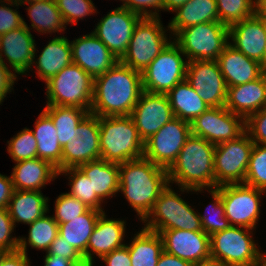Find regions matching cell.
I'll list each match as a JSON object with an SVG mask.
<instances>
[{"instance_id": "obj_22", "label": "cell", "mask_w": 266, "mask_h": 266, "mask_svg": "<svg viewBox=\"0 0 266 266\" xmlns=\"http://www.w3.org/2000/svg\"><path fill=\"white\" fill-rule=\"evenodd\" d=\"M72 62L93 79L101 76L119 60L92 32L70 42Z\"/></svg>"}, {"instance_id": "obj_6", "label": "cell", "mask_w": 266, "mask_h": 266, "mask_svg": "<svg viewBox=\"0 0 266 266\" xmlns=\"http://www.w3.org/2000/svg\"><path fill=\"white\" fill-rule=\"evenodd\" d=\"M142 223H146L143 228L156 233L174 229L203 231L198 212L194 211L170 184L161 192Z\"/></svg>"}, {"instance_id": "obj_13", "label": "cell", "mask_w": 266, "mask_h": 266, "mask_svg": "<svg viewBox=\"0 0 266 266\" xmlns=\"http://www.w3.org/2000/svg\"><path fill=\"white\" fill-rule=\"evenodd\" d=\"M190 135V123L174 117L144 142L143 157L168 170Z\"/></svg>"}, {"instance_id": "obj_42", "label": "cell", "mask_w": 266, "mask_h": 266, "mask_svg": "<svg viewBox=\"0 0 266 266\" xmlns=\"http://www.w3.org/2000/svg\"><path fill=\"white\" fill-rule=\"evenodd\" d=\"M7 143V152L14 162L37 158V140L31 129L25 127Z\"/></svg>"}, {"instance_id": "obj_50", "label": "cell", "mask_w": 266, "mask_h": 266, "mask_svg": "<svg viewBox=\"0 0 266 266\" xmlns=\"http://www.w3.org/2000/svg\"><path fill=\"white\" fill-rule=\"evenodd\" d=\"M8 66L0 60V105L7 94L12 92L14 82L18 79Z\"/></svg>"}, {"instance_id": "obj_24", "label": "cell", "mask_w": 266, "mask_h": 266, "mask_svg": "<svg viewBox=\"0 0 266 266\" xmlns=\"http://www.w3.org/2000/svg\"><path fill=\"white\" fill-rule=\"evenodd\" d=\"M126 222L123 220L108 219L105 212H102L98 218L96 226L89 238L86 250V264L93 266L94 254L98 258L109 254L114 249L123 247Z\"/></svg>"}, {"instance_id": "obj_52", "label": "cell", "mask_w": 266, "mask_h": 266, "mask_svg": "<svg viewBox=\"0 0 266 266\" xmlns=\"http://www.w3.org/2000/svg\"><path fill=\"white\" fill-rule=\"evenodd\" d=\"M28 255L19 250L9 253L0 252V266H30Z\"/></svg>"}, {"instance_id": "obj_16", "label": "cell", "mask_w": 266, "mask_h": 266, "mask_svg": "<svg viewBox=\"0 0 266 266\" xmlns=\"http://www.w3.org/2000/svg\"><path fill=\"white\" fill-rule=\"evenodd\" d=\"M142 18L120 6L101 18L92 33L120 60L126 53L132 33Z\"/></svg>"}, {"instance_id": "obj_48", "label": "cell", "mask_w": 266, "mask_h": 266, "mask_svg": "<svg viewBox=\"0 0 266 266\" xmlns=\"http://www.w3.org/2000/svg\"><path fill=\"white\" fill-rule=\"evenodd\" d=\"M123 7L137 13L142 17H160L159 13L163 11V0H120ZM151 8V10H150ZM154 10V11H152Z\"/></svg>"}, {"instance_id": "obj_27", "label": "cell", "mask_w": 266, "mask_h": 266, "mask_svg": "<svg viewBox=\"0 0 266 266\" xmlns=\"http://www.w3.org/2000/svg\"><path fill=\"white\" fill-rule=\"evenodd\" d=\"M34 60H37L33 61V65L34 63L36 65L37 76L46 83L63 68L73 63L70 40L64 35L54 37Z\"/></svg>"}, {"instance_id": "obj_29", "label": "cell", "mask_w": 266, "mask_h": 266, "mask_svg": "<svg viewBox=\"0 0 266 266\" xmlns=\"http://www.w3.org/2000/svg\"><path fill=\"white\" fill-rule=\"evenodd\" d=\"M79 168L89 178L92 194L102 201L113 197L119 192V164L97 159L82 164Z\"/></svg>"}, {"instance_id": "obj_35", "label": "cell", "mask_w": 266, "mask_h": 266, "mask_svg": "<svg viewBox=\"0 0 266 266\" xmlns=\"http://www.w3.org/2000/svg\"><path fill=\"white\" fill-rule=\"evenodd\" d=\"M28 6L31 26L37 32L59 33L67 29L55 0H38L28 3Z\"/></svg>"}, {"instance_id": "obj_57", "label": "cell", "mask_w": 266, "mask_h": 266, "mask_svg": "<svg viewBox=\"0 0 266 266\" xmlns=\"http://www.w3.org/2000/svg\"><path fill=\"white\" fill-rule=\"evenodd\" d=\"M257 12L264 18L266 21V0H261L257 4Z\"/></svg>"}, {"instance_id": "obj_36", "label": "cell", "mask_w": 266, "mask_h": 266, "mask_svg": "<svg viewBox=\"0 0 266 266\" xmlns=\"http://www.w3.org/2000/svg\"><path fill=\"white\" fill-rule=\"evenodd\" d=\"M43 111L52 119L57 130L59 144L63 148L70 140L73 131L90 113L78 107L46 105Z\"/></svg>"}, {"instance_id": "obj_28", "label": "cell", "mask_w": 266, "mask_h": 266, "mask_svg": "<svg viewBox=\"0 0 266 266\" xmlns=\"http://www.w3.org/2000/svg\"><path fill=\"white\" fill-rule=\"evenodd\" d=\"M48 197L41 191L14 190L7 210L16 223L31 224L49 212Z\"/></svg>"}, {"instance_id": "obj_47", "label": "cell", "mask_w": 266, "mask_h": 266, "mask_svg": "<svg viewBox=\"0 0 266 266\" xmlns=\"http://www.w3.org/2000/svg\"><path fill=\"white\" fill-rule=\"evenodd\" d=\"M245 132L254 143L266 145V108L245 119Z\"/></svg>"}, {"instance_id": "obj_14", "label": "cell", "mask_w": 266, "mask_h": 266, "mask_svg": "<svg viewBox=\"0 0 266 266\" xmlns=\"http://www.w3.org/2000/svg\"><path fill=\"white\" fill-rule=\"evenodd\" d=\"M191 134L217 145L235 140L245 132V119L225 106L209 107L190 123Z\"/></svg>"}, {"instance_id": "obj_31", "label": "cell", "mask_w": 266, "mask_h": 266, "mask_svg": "<svg viewBox=\"0 0 266 266\" xmlns=\"http://www.w3.org/2000/svg\"><path fill=\"white\" fill-rule=\"evenodd\" d=\"M31 130L37 140V158L50 162L57 171H62V147L52 119L42 111Z\"/></svg>"}, {"instance_id": "obj_4", "label": "cell", "mask_w": 266, "mask_h": 266, "mask_svg": "<svg viewBox=\"0 0 266 266\" xmlns=\"http://www.w3.org/2000/svg\"><path fill=\"white\" fill-rule=\"evenodd\" d=\"M100 158L123 163L143 157L144 141L131 116L98 117Z\"/></svg>"}, {"instance_id": "obj_40", "label": "cell", "mask_w": 266, "mask_h": 266, "mask_svg": "<svg viewBox=\"0 0 266 266\" xmlns=\"http://www.w3.org/2000/svg\"><path fill=\"white\" fill-rule=\"evenodd\" d=\"M219 21L228 27L257 12L256 0H216Z\"/></svg>"}, {"instance_id": "obj_26", "label": "cell", "mask_w": 266, "mask_h": 266, "mask_svg": "<svg viewBox=\"0 0 266 266\" xmlns=\"http://www.w3.org/2000/svg\"><path fill=\"white\" fill-rule=\"evenodd\" d=\"M15 164L10 175L14 190L41 191L45 184L59 177L57 168L40 158L18 161Z\"/></svg>"}, {"instance_id": "obj_54", "label": "cell", "mask_w": 266, "mask_h": 266, "mask_svg": "<svg viewBox=\"0 0 266 266\" xmlns=\"http://www.w3.org/2000/svg\"><path fill=\"white\" fill-rule=\"evenodd\" d=\"M157 266H194L191 262L183 260L175 255L163 251L159 257Z\"/></svg>"}, {"instance_id": "obj_53", "label": "cell", "mask_w": 266, "mask_h": 266, "mask_svg": "<svg viewBox=\"0 0 266 266\" xmlns=\"http://www.w3.org/2000/svg\"><path fill=\"white\" fill-rule=\"evenodd\" d=\"M14 187L11 176L0 174V208H7L13 195Z\"/></svg>"}, {"instance_id": "obj_1", "label": "cell", "mask_w": 266, "mask_h": 266, "mask_svg": "<svg viewBox=\"0 0 266 266\" xmlns=\"http://www.w3.org/2000/svg\"><path fill=\"white\" fill-rule=\"evenodd\" d=\"M142 92V73L118 61L94 79L90 113L98 117L130 116Z\"/></svg>"}, {"instance_id": "obj_55", "label": "cell", "mask_w": 266, "mask_h": 266, "mask_svg": "<svg viewBox=\"0 0 266 266\" xmlns=\"http://www.w3.org/2000/svg\"><path fill=\"white\" fill-rule=\"evenodd\" d=\"M44 266H77L72 260L62 255H52L46 252Z\"/></svg>"}, {"instance_id": "obj_3", "label": "cell", "mask_w": 266, "mask_h": 266, "mask_svg": "<svg viewBox=\"0 0 266 266\" xmlns=\"http://www.w3.org/2000/svg\"><path fill=\"white\" fill-rule=\"evenodd\" d=\"M215 147L202 137L191 134L176 161L167 170L169 184L176 183L181 192L215 189Z\"/></svg>"}, {"instance_id": "obj_8", "label": "cell", "mask_w": 266, "mask_h": 266, "mask_svg": "<svg viewBox=\"0 0 266 266\" xmlns=\"http://www.w3.org/2000/svg\"><path fill=\"white\" fill-rule=\"evenodd\" d=\"M170 38L180 47L188 62L217 60L230 42L229 27L220 21L183 28Z\"/></svg>"}, {"instance_id": "obj_17", "label": "cell", "mask_w": 266, "mask_h": 266, "mask_svg": "<svg viewBox=\"0 0 266 266\" xmlns=\"http://www.w3.org/2000/svg\"><path fill=\"white\" fill-rule=\"evenodd\" d=\"M186 80L209 107L225 106L227 85L217 60H192Z\"/></svg>"}, {"instance_id": "obj_5", "label": "cell", "mask_w": 266, "mask_h": 266, "mask_svg": "<svg viewBox=\"0 0 266 266\" xmlns=\"http://www.w3.org/2000/svg\"><path fill=\"white\" fill-rule=\"evenodd\" d=\"M252 235L253 229L239 226H230L212 234L211 261L223 266H256L266 257V253L260 252Z\"/></svg>"}, {"instance_id": "obj_19", "label": "cell", "mask_w": 266, "mask_h": 266, "mask_svg": "<svg viewBox=\"0 0 266 266\" xmlns=\"http://www.w3.org/2000/svg\"><path fill=\"white\" fill-rule=\"evenodd\" d=\"M130 116L144 142L174 118L166 94L145 91L141 93Z\"/></svg>"}, {"instance_id": "obj_10", "label": "cell", "mask_w": 266, "mask_h": 266, "mask_svg": "<svg viewBox=\"0 0 266 266\" xmlns=\"http://www.w3.org/2000/svg\"><path fill=\"white\" fill-rule=\"evenodd\" d=\"M173 41L142 72L143 91L167 94L176 84L186 80L188 61Z\"/></svg>"}, {"instance_id": "obj_44", "label": "cell", "mask_w": 266, "mask_h": 266, "mask_svg": "<svg viewBox=\"0 0 266 266\" xmlns=\"http://www.w3.org/2000/svg\"><path fill=\"white\" fill-rule=\"evenodd\" d=\"M66 25L74 24L79 19L96 13L97 10L91 0H55Z\"/></svg>"}, {"instance_id": "obj_37", "label": "cell", "mask_w": 266, "mask_h": 266, "mask_svg": "<svg viewBox=\"0 0 266 266\" xmlns=\"http://www.w3.org/2000/svg\"><path fill=\"white\" fill-rule=\"evenodd\" d=\"M28 237L19 236L18 250L27 255V244L31 248L48 251L52 241L57 237L59 224L53 216L43 215L29 224Z\"/></svg>"}, {"instance_id": "obj_39", "label": "cell", "mask_w": 266, "mask_h": 266, "mask_svg": "<svg viewBox=\"0 0 266 266\" xmlns=\"http://www.w3.org/2000/svg\"><path fill=\"white\" fill-rule=\"evenodd\" d=\"M207 191L212 195V204H210V207L208 205L209 208H206L207 211L204 212V215L199 212L198 215L203 231L211 236L216 232L229 228L231 224L225 216V207L221 199V193L216 188Z\"/></svg>"}, {"instance_id": "obj_7", "label": "cell", "mask_w": 266, "mask_h": 266, "mask_svg": "<svg viewBox=\"0 0 266 266\" xmlns=\"http://www.w3.org/2000/svg\"><path fill=\"white\" fill-rule=\"evenodd\" d=\"M45 84L47 105L78 107L90 112L94 79L79 65L66 66Z\"/></svg>"}, {"instance_id": "obj_21", "label": "cell", "mask_w": 266, "mask_h": 266, "mask_svg": "<svg viewBox=\"0 0 266 266\" xmlns=\"http://www.w3.org/2000/svg\"><path fill=\"white\" fill-rule=\"evenodd\" d=\"M33 38L30 27L24 19L23 26L0 36V60L4 64H7L5 59L8 60L6 62H9L15 75H25L31 69L34 58L37 57Z\"/></svg>"}, {"instance_id": "obj_51", "label": "cell", "mask_w": 266, "mask_h": 266, "mask_svg": "<svg viewBox=\"0 0 266 266\" xmlns=\"http://www.w3.org/2000/svg\"><path fill=\"white\" fill-rule=\"evenodd\" d=\"M101 260L106 263V266H131L130 254L126 245L114 249L109 254L103 256Z\"/></svg>"}, {"instance_id": "obj_34", "label": "cell", "mask_w": 266, "mask_h": 266, "mask_svg": "<svg viewBox=\"0 0 266 266\" xmlns=\"http://www.w3.org/2000/svg\"><path fill=\"white\" fill-rule=\"evenodd\" d=\"M126 246L130 254L131 266H157L159 257L164 251L160 234L143 227Z\"/></svg>"}, {"instance_id": "obj_41", "label": "cell", "mask_w": 266, "mask_h": 266, "mask_svg": "<svg viewBox=\"0 0 266 266\" xmlns=\"http://www.w3.org/2000/svg\"><path fill=\"white\" fill-rule=\"evenodd\" d=\"M244 184L266 192V145L254 143Z\"/></svg>"}, {"instance_id": "obj_23", "label": "cell", "mask_w": 266, "mask_h": 266, "mask_svg": "<svg viewBox=\"0 0 266 266\" xmlns=\"http://www.w3.org/2000/svg\"><path fill=\"white\" fill-rule=\"evenodd\" d=\"M217 63L227 87L254 81L266 72L264 65L248 58L230 44L219 55Z\"/></svg>"}, {"instance_id": "obj_60", "label": "cell", "mask_w": 266, "mask_h": 266, "mask_svg": "<svg viewBox=\"0 0 266 266\" xmlns=\"http://www.w3.org/2000/svg\"><path fill=\"white\" fill-rule=\"evenodd\" d=\"M256 266H266V257Z\"/></svg>"}, {"instance_id": "obj_9", "label": "cell", "mask_w": 266, "mask_h": 266, "mask_svg": "<svg viewBox=\"0 0 266 266\" xmlns=\"http://www.w3.org/2000/svg\"><path fill=\"white\" fill-rule=\"evenodd\" d=\"M161 22L160 17H143L136 25L127 51L119 61L142 73L171 42Z\"/></svg>"}, {"instance_id": "obj_25", "label": "cell", "mask_w": 266, "mask_h": 266, "mask_svg": "<svg viewBox=\"0 0 266 266\" xmlns=\"http://www.w3.org/2000/svg\"><path fill=\"white\" fill-rule=\"evenodd\" d=\"M225 107L244 119L266 108V72L254 81L227 87Z\"/></svg>"}, {"instance_id": "obj_11", "label": "cell", "mask_w": 266, "mask_h": 266, "mask_svg": "<svg viewBox=\"0 0 266 266\" xmlns=\"http://www.w3.org/2000/svg\"><path fill=\"white\" fill-rule=\"evenodd\" d=\"M254 142L244 132L235 140L217 144L214 151L215 188L245 182Z\"/></svg>"}, {"instance_id": "obj_18", "label": "cell", "mask_w": 266, "mask_h": 266, "mask_svg": "<svg viewBox=\"0 0 266 266\" xmlns=\"http://www.w3.org/2000/svg\"><path fill=\"white\" fill-rule=\"evenodd\" d=\"M165 252L191 262L194 266L211 262L210 236L204 231L162 230Z\"/></svg>"}, {"instance_id": "obj_32", "label": "cell", "mask_w": 266, "mask_h": 266, "mask_svg": "<svg viewBox=\"0 0 266 266\" xmlns=\"http://www.w3.org/2000/svg\"><path fill=\"white\" fill-rule=\"evenodd\" d=\"M166 95L174 117L189 123L209 108L187 80L176 84Z\"/></svg>"}, {"instance_id": "obj_56", "label": "cell", "mask_w": 266, "mask_h": 266, "mask_svg": "<svg viewBox=\"0 0 266 266\" xmlns=\"http://www.w3.org/2000/svg\"><path fill=\"white\" fill-rule=\"evenodd\" d=\"M188 1L189 0H163V10L173 12Z\"/></svg>"}, {"instance_id": "obj_33", "label": "cell", "mask_w": 266, "mask_h": 266, "mask_svg": "<svg viewBox=\"0 0 266 266\" xmlns=\"http://www.w3.org/2000/svg\"><path fill=\"white\" fill-rule=\"evenodd\" d=\"M101 213L102 211L90 208L86 213L70 219L69 222L59 224L58 234L80 252L85 262L89 238Z\"/></svg>"}, {"instance_id": "obj_43", "label": "cell", "mask_w": 266, "mask_h": 266, "mask_svg": "<svg viewBox=\"0 0 266 266\" xmlns=\"http://www.w3.org/2000/svg\"><path fill=\"white\" fill-rule=\"evenodd\" d=\"M54 208L55 215L53 218L58 224L69 222L70 219H74L90 209L86 204L69 193L60 194L56 198Z\"/></svg>"}, {"instance_id": "obj_15", "label": "cell", "mask_w": 266, "mask_h": 266, "mask_svg": "<svg viewBox=\"0 0 266 266\" xmlns=\"http://www.w3.org/2000/svg\"><path fill=\"white\" fill-rule=\"evenodd\" d=\"M100 159L98 116L89 113L62 148V170Z\"/></svg>"}, {"instance_id": "obj_45", "label": "cell", "mask_w": 266, "mask_h": 266, "mask_svg": "<svg viewBox=\"0 0 266 266\" xmlns=\"http://www.w3.org/2000/svg\"><path fill=\"white\" fill-rule=\"evenodd\" d=\"M16 226L7 208H0V252L9 253L18 250L19 237H12Z\"/></svg>"}, {"instance_id": "obj_49", "label": "cell", "mask_w": 266, "mask_h": 266, "mask_svg": "<svg viewBox=\"0 0 266 266\" xmlns=\"http://www.w3.org/2000/svg\"><path fill=\"white\" fill-rule=\"evenodd\" d=\"M47 252L52 255H62L65 258L72 260L77 266H87L80 252L59 234L52 241Z\"/></svg>"}, {"instance_id": "obj_12", "label": "cell", "mask_w": 266, "mask_h": 266, "mask_svg": "<svg viewBox=\"0 0 266 266\" xmlns=\"http://www.w3.org/2000/svg\"><path fill=\"white\" fill-rule=\"evenodd\" d=\"M221 193L225 216L231 226L255 230L260 219V198L266 192L242 184H228L216 188Z\"/></svg>"}, {"instance_id": "obj_30", "label": "cell", "mask_w": 266, "mask_h": 266, "mask_svg": "<svg viewBox=\"0 0 266 266\" xmlns=\"http://www.w3.org/2000/svg\"><path fill=\"white\" fill-rule=\"evenodd\" d=\"M167 28L174 36L183 28L206 22H218L216 0H189L175 11Z\"/></svg>"}, {"instance_id": "obj_46", "label": "cell", "mask_w": 266, "mask_h": 266, "mask_svg": "<svg viewBox=\"0 0 266 266\" xmlns=\"http://www.w3.org/2000/svg\"><path fill=\"white\" fill-rule=\"evenodd\" d=\"M6 2V3H5ZM0 36L4 33L18 29L23 26V18L13 6L18 7L19 4L14 0H0ZM12 6L11 8L8 6Z\"/></svg>"}, {"instance_id": "obj_2", "label": "cell", "mask_w": 266, "mask_h": 266, "mask_svg": "<svg viewBox=\"0 0 266 266\" xmlns=\"http://www.w3.org/2000/svg\"><path fill=\"white\" fill-rule=\"evenodd\" d=\"M168 171L142 157L119 164V192L143 221L168 186Z\"/></svg>"}, {"instance_id": "obj_20", "label": "cell", "mask_w": 266, "mask_h": 266, "mask_svg": "<svg viewBox=\"0 0 266 266\" xmlns=\"http://www.w3.org/2000/svg\"><path fill=\"white\" fill-rule=\"evenodd\" d=\"M230 39L236 50L266 67V21L258 12L229 26Z\"/></svg>"}, {"instance_id": "obj_38", "label": "cell", "mask_w": 266, "mask_h": 266, "mask_svg": "<svg viewBox=\"0 0 266 266\" xmlns=\"http://www.w3.org/2000/svg\"><path fill=\"white\" fill-rule=\"evenodd\" d=\"M61 174L65 176L69 175L68 179L71 187L70 192H68L69 194L79 199L89 208L105 212L101 207L103 201L96 194H92L91 181L79 167H71L58 171V175Z\"/></svg>"}, {"instance_id": "obj_58", "label": "cell", "mask_w": 266, "mask_h": 266, "mask_svg": "<svg viewBox=\"0 0 266 266\" xmlns=\"http://www.w3.org/2000/svg\"><path fill=\"white\" fill-rule=\"evenodd\" d=\"M14 1H16L20 6H22L23 4L27 5L28 3L38 1V0H14Z\"/></svg>"}, {"instance_id": "obj_59", "label": "cell", "mask_w": 266, "mask_h": 266, "mask_svg": "<svg viewBox=\"0 0 266 266\" xmlns=\"http://www.w3.org/2000/svg\"><path fill=\"white\" fill-rule=\"evenodd\" d=\"M196 266H223V265L211 261V262L200 264V265H196Z\"/></svg>"}]
</instances>
